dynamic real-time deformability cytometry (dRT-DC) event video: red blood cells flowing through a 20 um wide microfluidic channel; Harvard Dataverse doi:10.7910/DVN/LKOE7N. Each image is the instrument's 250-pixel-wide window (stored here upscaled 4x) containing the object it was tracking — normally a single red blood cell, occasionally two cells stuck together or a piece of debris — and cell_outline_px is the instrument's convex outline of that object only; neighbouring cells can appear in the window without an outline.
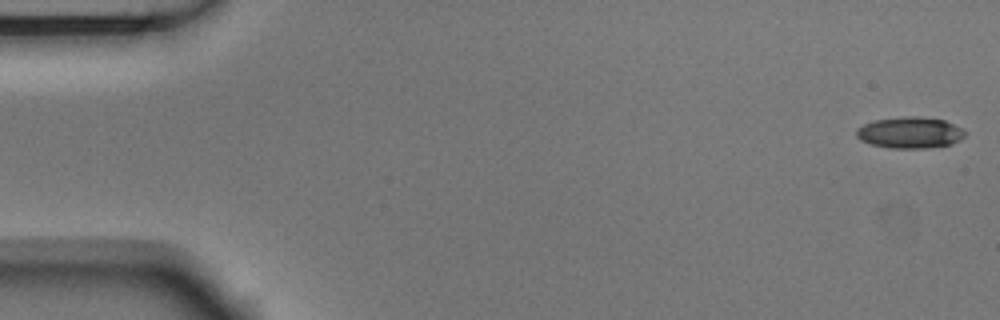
{"species": "Egyptian fruit bat (a non-hibernating species)", "species_latin": "Rousettus aegyptiacus", "temperature_condition": "room temperature", "stored_images_in_passage": 54, "camera_frame_rate_fps": 3000, "um_per_image_px": 0.085, "animal": {"sex": "male"}, "frame": {"image": 1, "passage_image": 1, "time_ms": 0.0, "image_size_px": [1000, 320], "cell_outline_px": [[964, 136], [960, 140], [952, 144], [924, 148], [888, 148], [872, 144], [860, 140], [856, 136], [856, 128], [872, 120], [904, 116], [916, 116], [944, 120], [960, 128], [964, 132]], "centroid_in_image_um": [77.29, 11.27], "position_along_channel_um": 7.7, "area_um2": 19.77}}
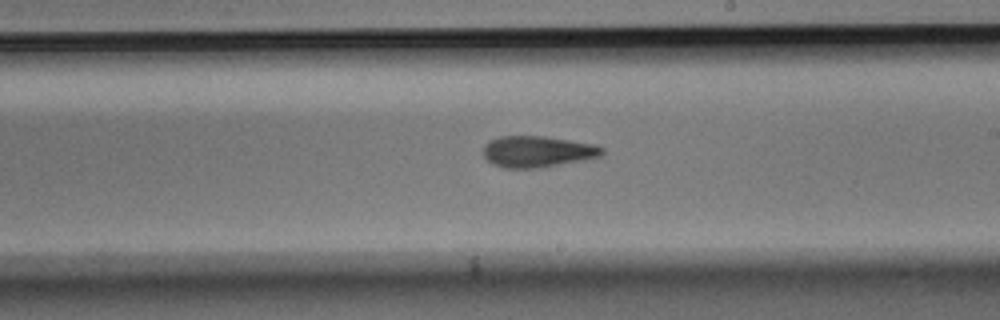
{"frame": {"image": 2, "passage_image": 31, "time_ms": 10.0, "image_size_px": [1000, 320], "cell_outline_px": [[604, 152], [600, 156], [584, 160], [540, 168], [504, 168], [492, 164], [484, 156], [484, 144], [500, 136], [544, 136], [596, 144], [604, 148]], "centroid_in_image_um": [45.71, 12.89], "position_along_channel_um": 243.3, "area_um2": 21.73}}
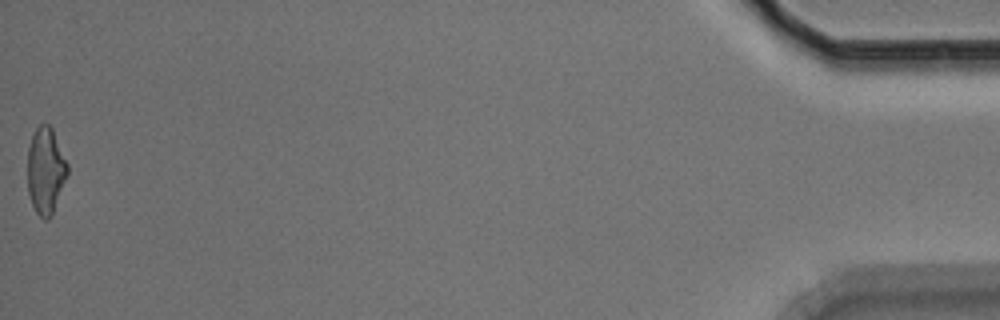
{"frame": {"image": 3, "passage_image": 54, "time_ms": 17.667, "image_size_px": [1000, 320], "cell_outline_px": [[68, 172], [52, 216], [48, 220], [44, 220], [36, 212], [32, 204], [28, 192], [28, 148], [32, 136], [36, 128], [40, 124], [48, 124], [52, 128], [68, 164]], "centroid_in_image_um": [3.88, 14.52], "position_along_channel_um": 431.3, "area_um2": 20.06}, "authors_computed_cell_mechanics": {"area_um2": 20.6346, "velocity_mm_per_s": 3.7319, "shape_relaxation_time_tau1_ms": 7.3091, "shape_relaxation_time_tau2_ms": 4.3167, "deformation_change_tau1": 0.1793, "deformation_change_tau2": 0.1436}}